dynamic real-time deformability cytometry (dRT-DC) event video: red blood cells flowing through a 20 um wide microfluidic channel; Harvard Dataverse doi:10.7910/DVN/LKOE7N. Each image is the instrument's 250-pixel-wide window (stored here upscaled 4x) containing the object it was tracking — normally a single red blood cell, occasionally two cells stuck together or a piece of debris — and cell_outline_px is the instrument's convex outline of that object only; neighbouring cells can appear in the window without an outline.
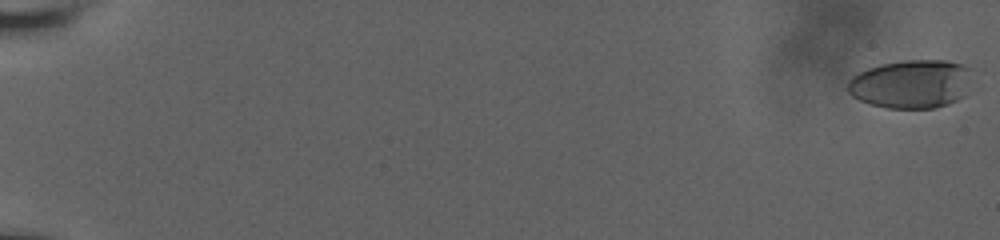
{"species": "human", "species_latin": "Homo sapiens", "temperature_condition": "room temperature", "stored_images_in_passage": 59, "camera_frame_rate_fps": 3000, "um_per_image_px": 0.085, "donor": {"sex": "male"}, "frame": {"image": 1, "passage_image": 1, "time_ms": 0.0, "image_size_px": [1000, 240], "cell_outline_px": [[972, 68], [964, 96], [948, 104], [936, 108], [888, 108], [868, 104], [852, 96], [848, 92], [848, 80], [852, 76], [868, 68], [880, 64], [904, 60], [944, 60], [960, 64]], "centroid_in_image_um": [77.43, 7.14], "position_along_channel_um": 7.6, "area_um2": 35.26}}
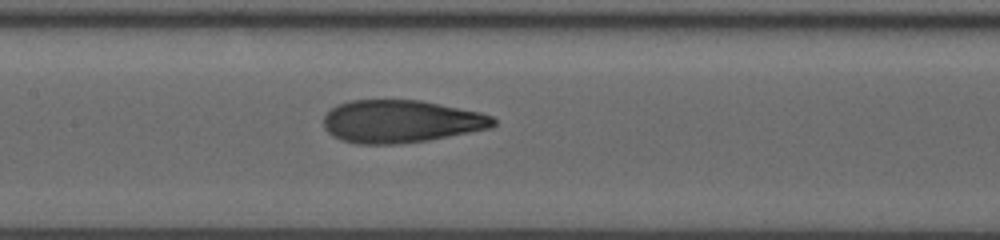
{"frame": {"image": 2, "passage_image": 32, "time_ms": 10.333, "image_size_px": [1000, 240], "cell_outline_px": [[496, 124], [492, 128], [428, 140], [400, 144], [356, 144], [332, 136], [324, 128], [324, 116], [336, 104], [352, 100], [420, 100], [480, 112], [492, 116], [496, 120]], "centroid_in_image_um": [34.08, 10.32], "position_along_channel_um": 173.3, "area_um2": 42.31}}
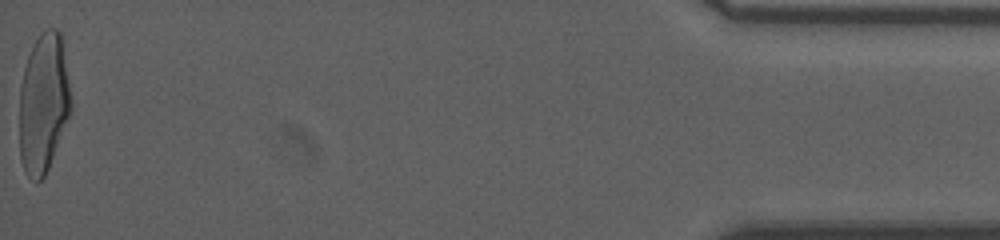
{"frame": {"image": 3, "passage_image": 59, "time_ms": 19.333, "image_size_px": [1000, 240], "cell_outline_px": [[72, 112], [48, 168], [44, 176], [36, 184], [24, 172], [20, 156], [20, 88], [24, 68], [32, 44], [48, 28], [56, 28], [60, 32], [72, 104]], "centroid_in_image_um": [3.7, 8.82], "position_along_channel_um": 431.5, "area_um2": 41.79}, "authors_computed_cell_mechanics": {"area_um2": 41.616, "velocity_mm_per_s": 3.8326, "shape_relaxation_time_tau1_ms": 5.4641, "shape_relaxation_time_tau2_ms": 1.2707, "deformation_change_tau1": 0.2256, "deformation_change_tau2": 0.0882}}